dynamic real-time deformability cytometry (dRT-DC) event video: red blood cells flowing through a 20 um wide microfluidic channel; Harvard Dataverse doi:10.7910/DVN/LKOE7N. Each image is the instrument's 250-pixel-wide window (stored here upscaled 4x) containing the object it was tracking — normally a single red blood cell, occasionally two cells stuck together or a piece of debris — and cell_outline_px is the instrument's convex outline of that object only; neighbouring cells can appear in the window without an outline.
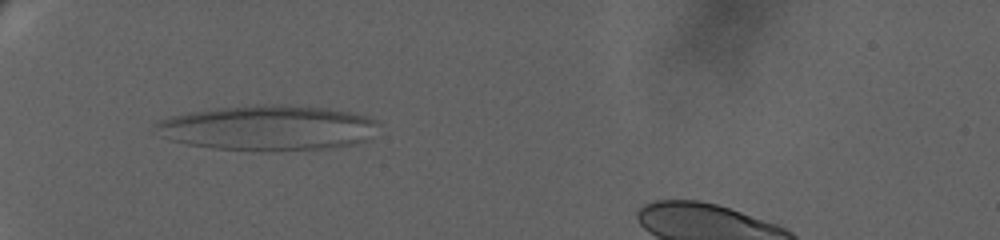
{"species": "human", "species_latin": "Homo sapiens", "temperature_condition": "warm", "stored_images_in_passage": 33, "camera_frame_rate_fps": 3000, "um_per_image_px": 0.085, "donor": {"sex": "female"}, "frame": {"image": 1, "passage_image": 1, "time_ms": 0.0, "image_size_px": [1000, 240], "cell_outline_px": [[380, 124], [372, 140], [356, 144], [328, 148], [216, 148], [188, 144], [172, 140], [160, 136], [152, 124], [156, 120], [188, 112], [220, 108], [260, 104], [328, 108], [348, 112], [364, 116], [376, 120]], "centroid_in_image_um": [22.8, 10.84], "position_along_channel_um": 62.2, "area_um2": 57.45}}
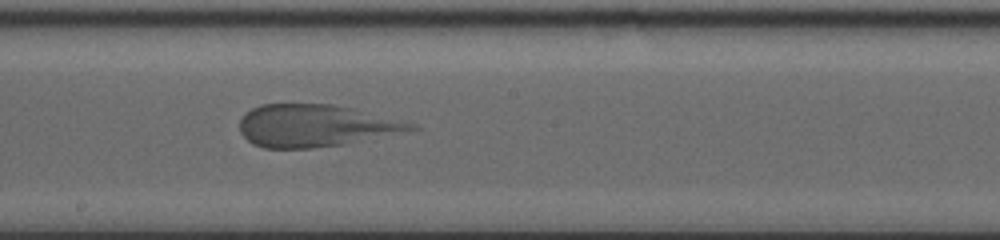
{"frame": {"image": 2, "passage_image": 11, "time_ms": 5.667, "image_size_px": [1000, 240], "cell_outline_px": [[420, 128], [340, 144], [312, 148], [264, 148], [252, 144], [240, 132], [240, 120], [244, 112], [260, 104], [332, 104], [412, 124]], "centroid_in_image_um": [26.63, 10.68], "position_along_channel_um": 221.6, "area_um2": 40.98}}
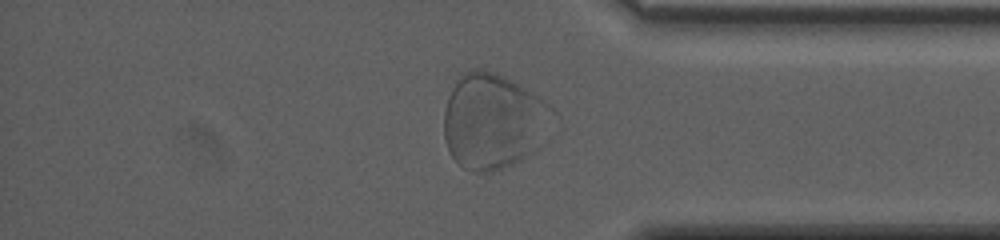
{"frame": {"image": 3, "passage_image": 25, "time_ms": 11.333, "image_size_px": [1000, 240], "cell_outline_px": [[564, 128], [520, 160], [512, 164], [488, 172], [472, 172], [464, 168], [452, 156], [448, 148], [444, 136], [444, 112], [448, 96], [460, 72], [472, 68], [484, 68], [504, 76], [540, 96], [560, 116]], "centroid_in_image_um": [42.08, 10.28], "position_along_channel_um": 393.1, "area_um2": 62.66}}